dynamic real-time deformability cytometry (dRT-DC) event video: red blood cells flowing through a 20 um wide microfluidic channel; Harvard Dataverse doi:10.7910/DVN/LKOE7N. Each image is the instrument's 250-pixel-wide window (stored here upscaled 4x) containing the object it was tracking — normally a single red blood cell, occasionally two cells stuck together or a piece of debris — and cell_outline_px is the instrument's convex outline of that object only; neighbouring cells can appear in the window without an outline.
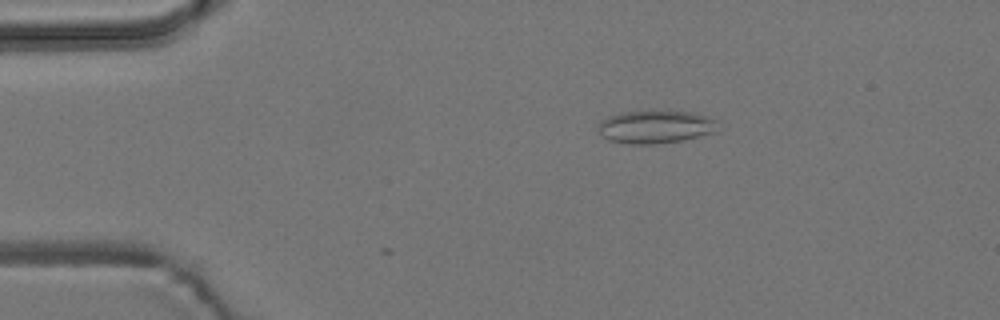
{"species": "common noctule bat (a hibernating species)", "species_latin": "Nyctalus noctula", "temperature_condition": "room temperature", "stored_images_in_passage": 9, "camera_frame_rate_fps": 3000, "um_per_image_px": 0.085, "animal": {"sex": "male", "body_mass_g": 19.2, "forearm_length_mm": 51.8}, "frame": {"image": 1, "passage_image": 1, "time_ms": 0.0, "image_size_px": [1000, 320], "cell_outline_px": [[716, 132], [680, 140], [652, 144], [628, 144], [608, 140], [596, 128], [600, 120], [608, 116], [620, 112], [692, 112], [716, 120]], "centroid_in_image_um": [55.65, 10.79], "position_along_channel_um": 29.4, "area_um2": 22.54}}
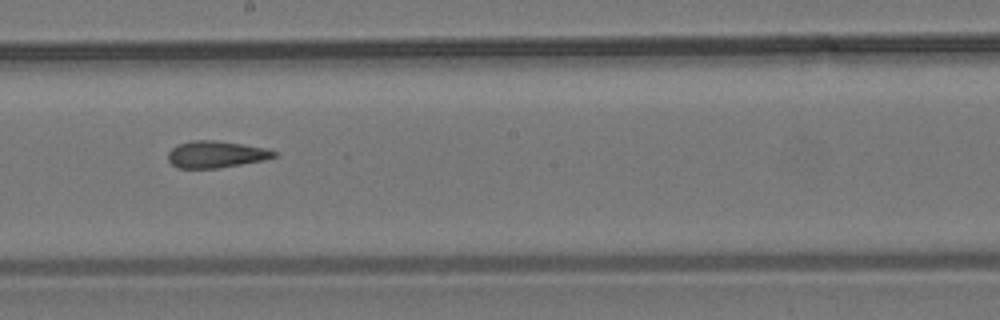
{"frame": {"image": 2, "passage_image": 7, "time_ms": 6.667, "image_size_px": [1000, 320], "cell_outline_px": [[276, 156], [264, 160], [216, 168], [176, 168], [168, 160], [168, 152], [176, 144], [192, 140], [212, 140], [244, 144], [268, 148], [276, 152]], "centroid_in_image_um": [18.34, 13.11], "position_along_channel_um": 229.9, "area_um2": 16.59}}
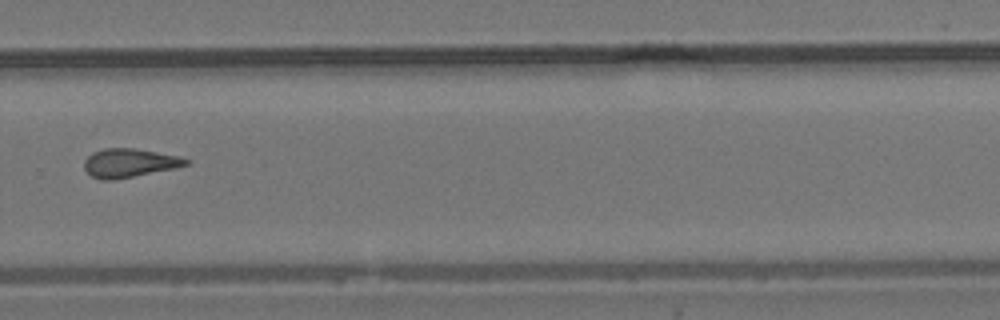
{"frame": {"image": 3, "passage_image": 9, "time_ms": 9.0, "image_size_px": [1000, 320], "cell_outline_px": [[192, 160], [188, 164], [176, 168], [112, 180], [100, 180], [92, 176], [84, 168], [84, 160], [92, 152], [104, 148], [132, 148], [180, 156]], "centroid_in_image_um": [11.0, 13.85], "position_along_channel_um": 318.8, "area_um2": 16.99}}